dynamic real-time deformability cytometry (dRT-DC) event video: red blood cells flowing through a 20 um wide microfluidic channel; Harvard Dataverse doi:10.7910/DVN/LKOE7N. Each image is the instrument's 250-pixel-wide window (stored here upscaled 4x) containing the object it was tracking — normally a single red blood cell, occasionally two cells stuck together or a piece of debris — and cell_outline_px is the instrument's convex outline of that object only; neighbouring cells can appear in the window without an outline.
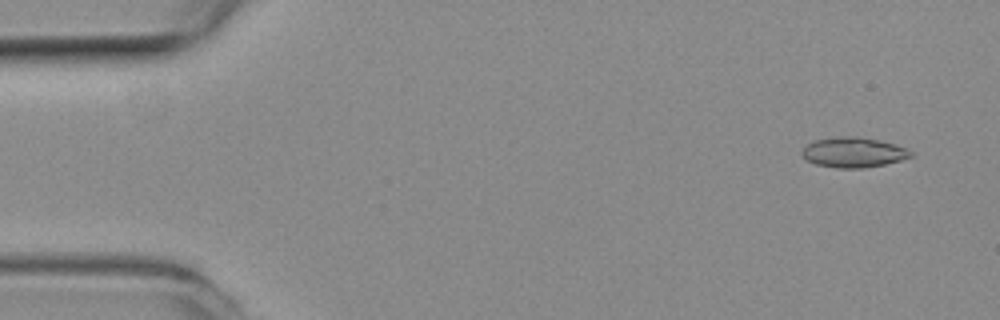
{"species": "common noctule bat (a hibernating species)", "species_latin": "Nyctalus noctula", "temperature_condition": "room temperature", "stored_images_in_passage": 56, "camera_frame_rate_fps": 3000, "um_per_image_px": 0.085, "animal": {"sex": "female", "body_mass_g": 19.3, "forearm_length_mm": 54.1}, "frame": {"image": 1, "passage_image": 4, "time_ms": 1.0, "image_size_px": [1000, 320], "cell_outline_px": [[912, 156], [900, 160], [884, 164], [864, 168], [836, 168], [816, 164], [808, 160], [800, 152], [812, 140], [840, 136], [856, 136], [880, 140], [904, 148], [912, 152]], "centroid_in_image_um": [72.51, 12.94], "position_along_channel_um": 12.5, "area_um2": 18.9}}
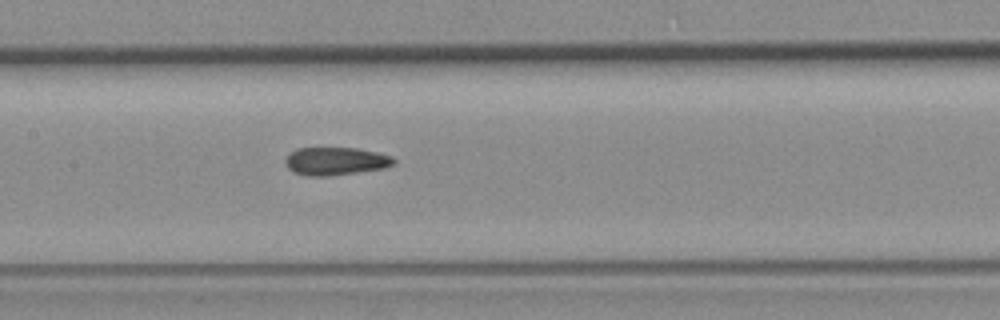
{"frame": {"image": 2, "passage_image": 27, "time_ms": 8.667, "image_size_px": [1000, 320], "cell_outline_px": [[396, 164], [384, 168], [328, 176], [308, 176], [292, 172], [284, 164], [284, 160], [296, 148], [356, 148], [380, 152], [392, 156], [396, 160]], "centroid_in_image_um": [28.54, 13.7], "position_along_channel_um": 178.9, "area_um2": 17.8}}
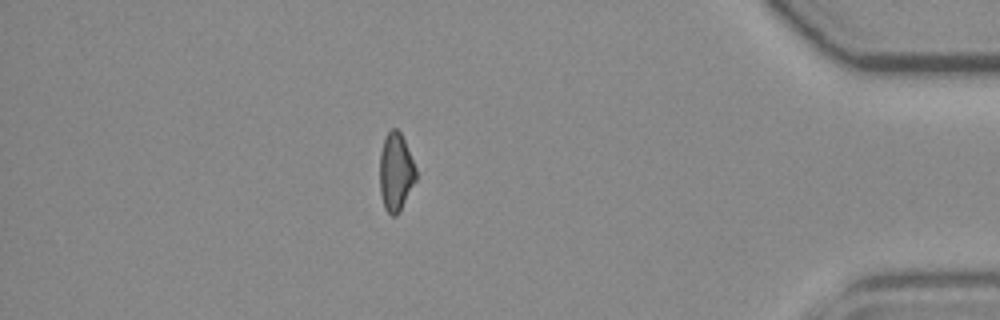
{"frame": {"image": 3, "passage_image": 49, "time_ms": 16.0, "image_size_px": [1000, 320], "cell_outline_px": [[416, 180], [400, 212], [396, 216], [392, 216], [384, 208], [380, 192], [380, 152], [384, 136], [392, 128], [396, 128], [400, 132], [404, 140], [416, 168]], "centroid_in_image_um": [33.63, 14.63], "position_along_channel_um": 401.6, "area_um2": 16.59}, "authors_computed_cell_mechanics": {"area_um2": 18.1203, "velocity_mm_per_s": 3.6614, "shape_relaxation_time_tau1_ms": 4.9599, "shape_relaxation_time_tau2_ms": 4.7086, "deformation_change_tau1": 0.1029, "deformation_change_tau2": 0.1483}}